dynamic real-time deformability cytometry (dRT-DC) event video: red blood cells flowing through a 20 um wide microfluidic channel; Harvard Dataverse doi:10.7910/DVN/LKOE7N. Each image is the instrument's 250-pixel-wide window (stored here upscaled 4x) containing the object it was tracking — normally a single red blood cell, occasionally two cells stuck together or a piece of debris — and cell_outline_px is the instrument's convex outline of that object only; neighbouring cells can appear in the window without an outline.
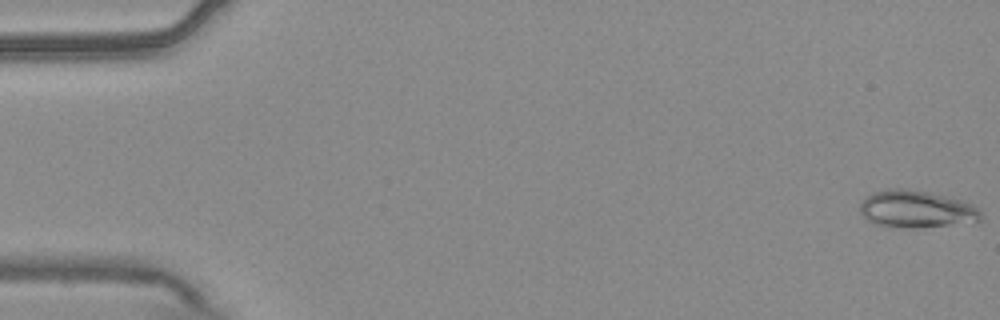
{"species": "common noctule bat (a hibernating species)", "species_latin": "Nyctalus noctula", "temperature_condition": "warm", "stored_images_in_passage": 55, "camera_frame_rate_fps": 3000, "um_per_image_px": 0.085, "animal": {"sex": "male", "body_mass_g": 20.4}, "frame": {"image": 1, "passage_image": 1, "time_ms": 0.0, "image_size_px": [1000, 320], "cell_outline_px": [[984, 220], [916, 228], [908, 228], [876, 224], [868, 220], [860, 212], [860, 204], [872, 192], [888, 188], [904, 188], [928, 192], [964, 200], [972, 204], [980, 212]], "centroid_in_image_um": [77.89, 17.76], "position_along_channel_um": 7.1, "area_um2": 26.07}}
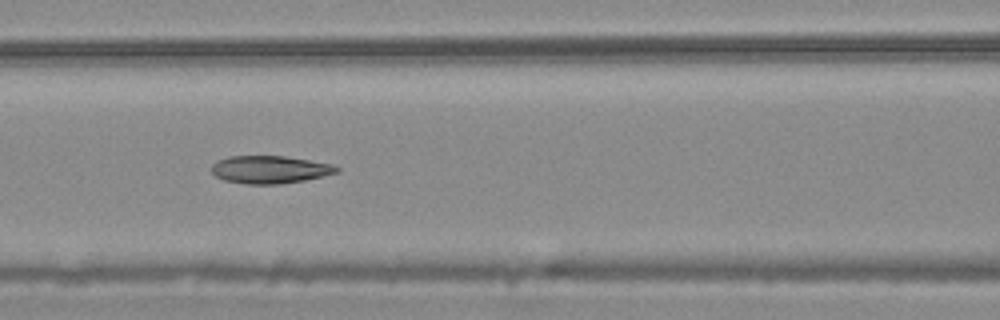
{"frame": {"image": 2, "passage_image": 24, "time_ms": 7.667, "image_size_px": [1000, 320], "cell_outline_px": [[340, 172], [324, 176], [304, 180], [280, 184], [244, 184], [224, 180], [216, 176], [212, 172], [212, 164], [216, 160], [228, 156], [284, 156], [332, 164], [340, 168]], "centroid_in_image_um": [22.93, 14.41], "position_along_channel_um": 143.7, "area_um2": 20.29}}
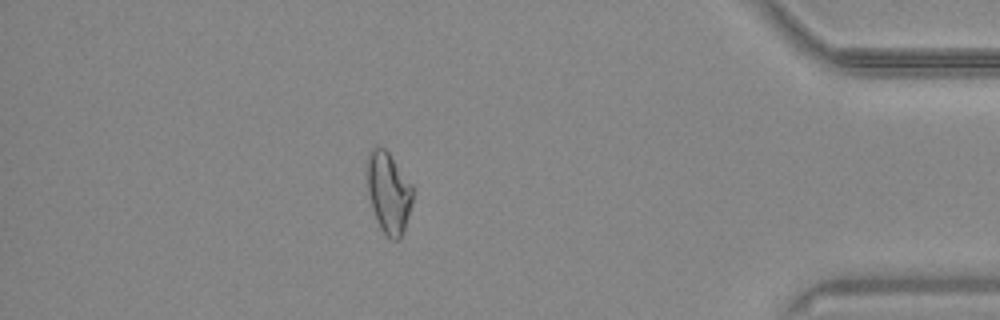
{"frame": {"image": 3, "passage_image": 48, "time_ms": 15.667, "image_size_px": [1000, 320], "cell_outline_px": [[412, 204], [400, 240], [392, 240], [380, 228], [372, 208], [364, 184], [368, 152], [372, 148], [384, 148], [388, 152], [412, 184]], "centroid_in_image_um": [32.98, 16.35], "position_along_channel_um": 402.2, "area_um2": 21.85}, "authors_computed_cell_mechanics": {"area_um2": 21.8484, "velocity_mm_per_s": 3.7392, "shape_relaxation_time_tau1_ms": 7.4294, "shape_relaxation_time_tau2_ms": 3.1102, "deformation_change_tau1": 0.1654, "deformation_change_tau2": 0.0864}}